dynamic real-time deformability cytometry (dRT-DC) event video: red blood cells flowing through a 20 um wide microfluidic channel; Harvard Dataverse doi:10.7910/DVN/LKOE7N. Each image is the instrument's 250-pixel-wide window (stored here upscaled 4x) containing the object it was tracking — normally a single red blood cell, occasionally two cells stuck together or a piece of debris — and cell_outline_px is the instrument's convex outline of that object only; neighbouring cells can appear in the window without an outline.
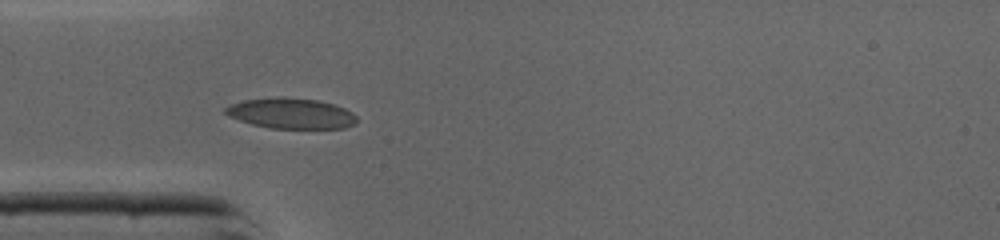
{"species": "common noctule bat (a hibernating species)", "species_latin": "Nyctalus noctula", "temperature_condition": "cold", "stored_images_in_passage": 33, "camera_frame_rate_fps": 3000, "um_per_image_px": 0.085, "animal": {"sex": "male", "body_mass_g": 19.0, "forearm_length_mm": 50.8}, "frame": {"image": 1, "passage_image": 1, "time_ms": 0.0, "image_size_px": [1000, 240], "cell_outline_px": [[356, 124], [344, 128], [268, 128], [252, 124], [228, 116], [224, 112], [224, 108], [232, 104], [244, 100], [316, 100], [332, 104], [344, 108], [352, 112], [356, 116]], "centroid_in_image_um": [24.77, 9.69], "position_along_channel_um": 60.2, "area_um2": 22.25}}
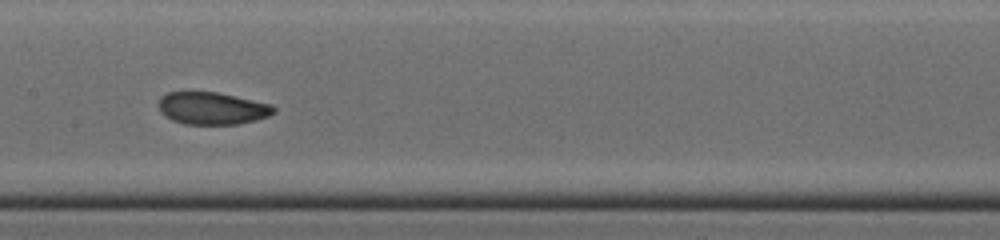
{"frame": {"image": 2, "passage_image": 10, "time_ms": 3.0, "image_size_px": [1000, 240], "cell_outline_px": [[276, 112], [268, 116], [256, 120], [236, 124], [184, 124], [172, 120], [164, 116], [160, 112], [160, 96], [168, 92], [216, 92], [272, 104], [276, 108]], "centroid_in_image_um": [18.04, 9.21], "position_along_channel_um": 189.4, "area_um2": 21.68}}
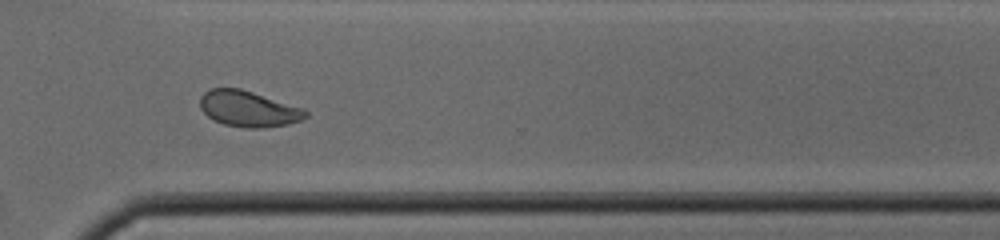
{"frame": {"image": 3, "passage_image": 21, "time_ms": 6.667, "image_size_px": [1000, 240], "cell_outline_px": [[308, 116], [300, 120], [288, 124], [260, 128], [244, 128], [224, 124], [212, 120], [200, 108], [200, 96], [204, 92], [212, 88], [240, 88], [304, 108], [308, 112]], "centroid_in_image_um": [21.11, 9.25], "position_along_channel_um": 349.5, "area_um2": 22.14}, "authors_computed_cell_mechanics": {"area_um2": 22.253, "velocity_mm_per_s": 4.3472, "shape_relaxation_time_tau1_ms": 2.559, "shape_relaxation_time_tau2_ms": null, "deformation_change_tau1": 0.2304, "deformation_change_tau2": null}}